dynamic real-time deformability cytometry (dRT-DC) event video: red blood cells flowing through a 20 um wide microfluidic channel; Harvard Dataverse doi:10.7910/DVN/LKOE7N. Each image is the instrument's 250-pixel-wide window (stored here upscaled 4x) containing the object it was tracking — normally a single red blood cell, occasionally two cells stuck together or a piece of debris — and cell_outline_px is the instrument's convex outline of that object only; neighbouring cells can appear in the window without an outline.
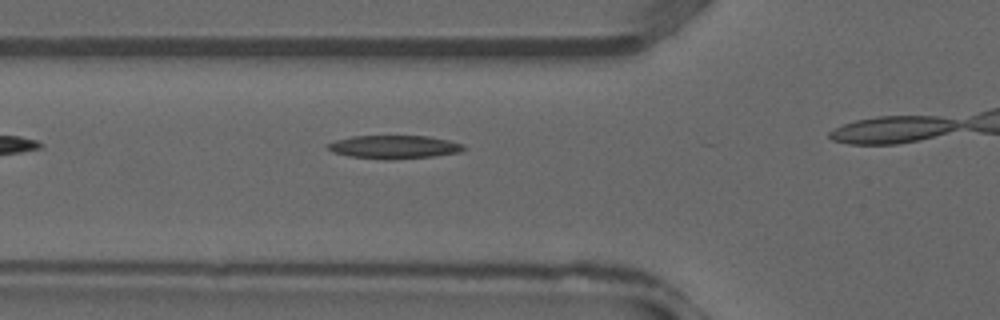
{"species": "common noctule bat (a hibernating species)", "species_latin": "Nyctalus noctula", "temperature_condition": "warm", "stored_images_in_passage": 6, "camera_frame_rate_fps": 3000, "um_per_image_px": 0.085, "animal": {"sex": "male", "forearm_length_mm": 52.5}, "frame": {"image": 1, "passage_image": 3, "time_ms": 0.667, "image_size_px": [1000, 320], "cell_outline_px": [[468, 148], [460, 152], [432, 156], [388, 160], [384, 160], [348, 156], [332, 152], [324, 144], [336, 140], [352, 136], [428, 136], [448, 140], [464, 144]], "centroid_in_image_um": [33.49, 12.49], "position_along_channel_um": 92.3, "area_um2": 18.61}}
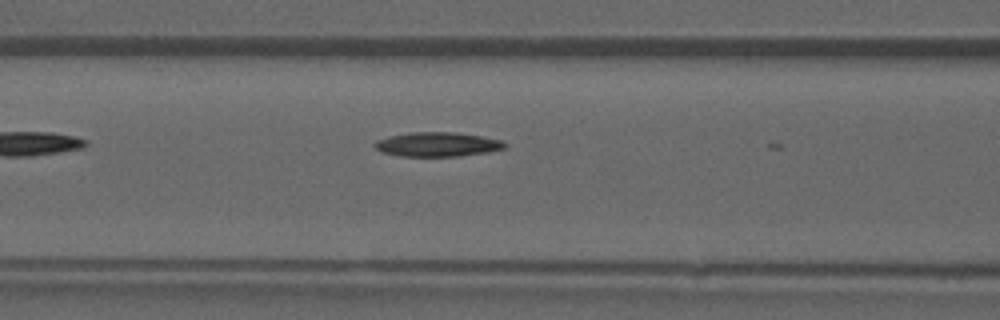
{"frame": {"image": 2, "passage_image": 5, "time_ms": 1.333, "image_size_px": [1000, 320], "cell_outline_px": [[508, 148], [488, 152], [460, 156], [400, 156], [380, 152], [372, 144], [376, 140], [388, 136], [412, 132], [452, 132], [480, 136], [500, 140], [508, 144]], "centroid_in_image_um": [37.17, 12.28], "position_along_channel_um": 129.4, "area_um2": 18.55}}